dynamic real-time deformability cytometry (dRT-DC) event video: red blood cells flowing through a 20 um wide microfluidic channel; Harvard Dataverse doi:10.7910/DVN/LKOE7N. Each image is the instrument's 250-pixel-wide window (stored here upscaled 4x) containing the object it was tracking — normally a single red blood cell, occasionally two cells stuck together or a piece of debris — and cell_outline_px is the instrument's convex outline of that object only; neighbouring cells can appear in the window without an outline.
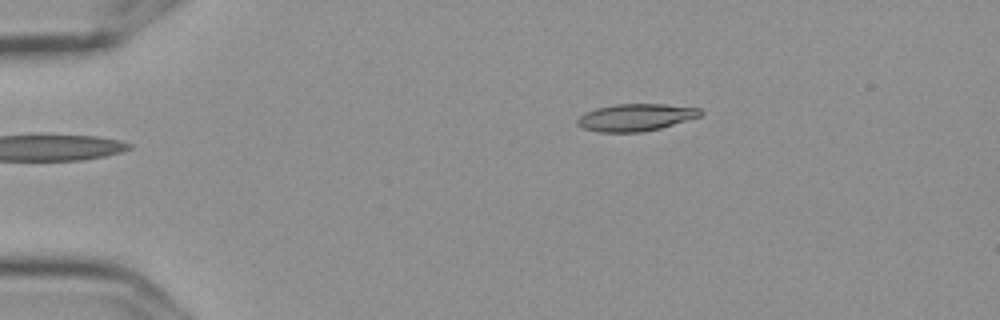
{"species": "Egyptian fruit bat (a non-hibernating species)", "species_latin": "Rousettus aegyptiacus", "temperature_condition": "cold", "stored_images_in_passage": 5, "camera_frame_rate_fps": 3000, "um_per_image_px": 0.085, "frame": {"image": 1, "passage_image": 5, "time_ms": 1.333, "image_size_px": [1000, 320], "cell_outline_px": [[704, 112], [700, 116], [660, 128], [644, 132], [596, 132], [584, 128], [576, 124], [576, 120], [584, 112], [596, 108], [616, 104], [664, 104], [700, 108]], "centroid_in_image_um": [54.01, 9.98], "position_along_channel_um": 31.0, "area_um2": 19.54}}